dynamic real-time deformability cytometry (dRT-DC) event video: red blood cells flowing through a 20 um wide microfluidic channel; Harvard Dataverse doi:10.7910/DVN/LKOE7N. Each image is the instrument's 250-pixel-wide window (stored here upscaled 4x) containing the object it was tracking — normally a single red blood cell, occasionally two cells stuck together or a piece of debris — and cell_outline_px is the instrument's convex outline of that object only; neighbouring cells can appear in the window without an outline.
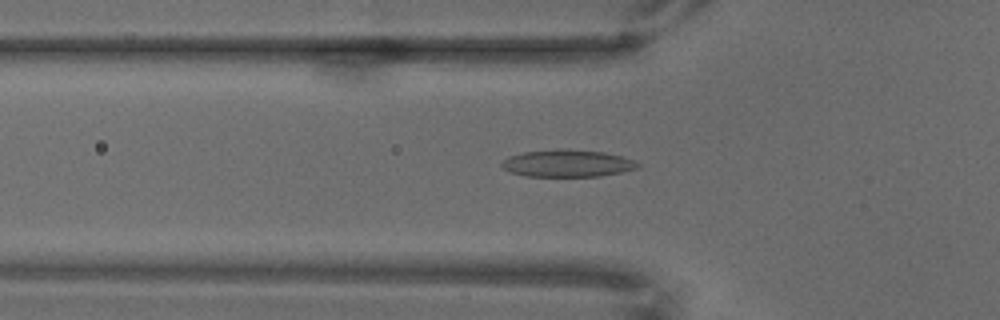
{"species": "common noctule bat (a hibernating species)", "species_latin": "Nyctalus noctula", "temperature_condition": "warm", "stored_images_in_passage": 67, "camera_frame_rate_fps": 3000, "um_per_image_px": 0.085, "animal": {"sex": "male", "body_mass_g": 18.8}, "frame": {"image": 1, "passage_image": 23, "time_ms": 7.333, "image_size_px": [1000, 320], "cell_outline_px": [[640, 164], [636, 168], [620, 172], [600, 176], [524, 176], [512, 172], [504, 168], [500, 164], [508, 156], [524, 152], [556, 148], [560, 148], [604, 152], [620, 156], [632, 160]], "centroid_in_image_um": [48.19, 13.87], "position_along_channel_um": 77.6, "area_um2": 21.39}}
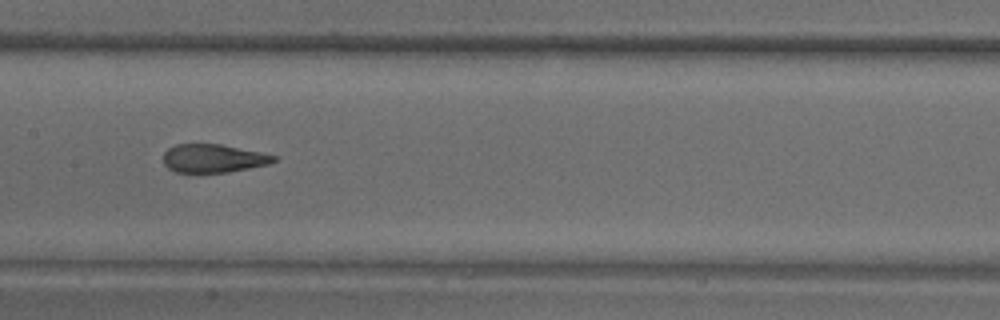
{"frame": {"image": 2, "passage_image": 34, "time_ms": 11.0, "image_size_px": [1000, 320], "cell_outline_px": [[280, 160], [268, 164], [228, 172], [176, 172], [168, 168], [164, 164], [164, 152], [168, 148], [176, 144], [220, 144], [260, 152], [276, 156]], "centroid_in_image_um": [18.14, 13.46], "position_along_channel_um": 189.3, "area_um2": 18.15}}
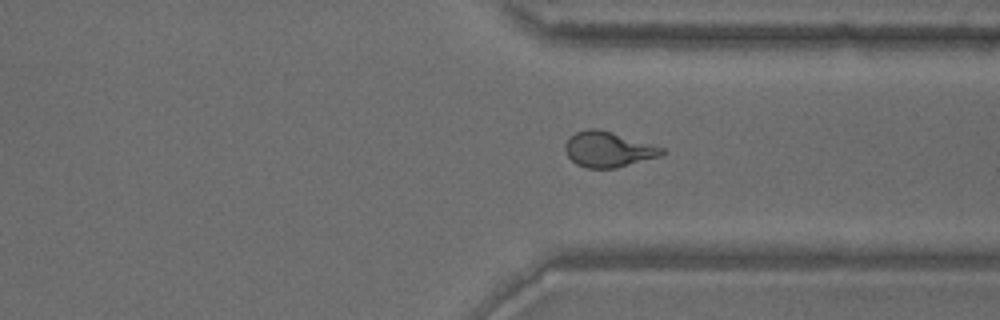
{"frame": {"image": 3, "passage_image": 51, "time_ms": 16.667, "image_size_px": [1000, 320], "cell_outline_px": [[668, 152], [660, 156], [616, 168], [588, 168], [576, 164], [568, 156], [564, 148], [564, 144], [576, 132], [588, 128], [596, 128], [612, 132], [652, 144], [664, 148]], "centroid_in_image_um": [51.71, 12.7], "position_along_channel_um": 359.7, "area_um2": 19.88}}